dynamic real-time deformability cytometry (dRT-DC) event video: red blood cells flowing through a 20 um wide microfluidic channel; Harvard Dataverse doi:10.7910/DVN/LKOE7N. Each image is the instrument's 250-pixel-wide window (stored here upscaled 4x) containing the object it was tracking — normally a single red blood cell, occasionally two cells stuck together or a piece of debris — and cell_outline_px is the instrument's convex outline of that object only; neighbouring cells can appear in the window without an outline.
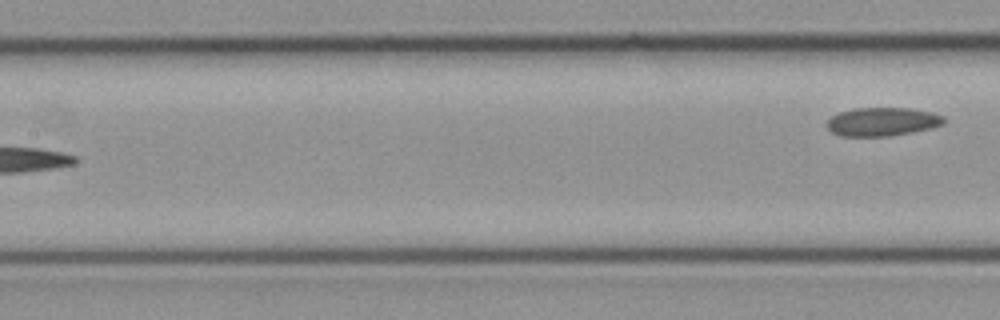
{"species": "common noctule bat (a hibernating species)", "species_latin": "Nyctalus noctula", "temperature_condition": "cold", "stored_images_in_passage": 11, "segment_of_instrument_passage": [2, 2], "camera_frame_rate_fps": 3000, "um_per_image_px": 0.085, "animal": {"sex": "female", "body_mass_g": 21.9}, "frame": {"image": 1, "passage_image": 11, "time_ms": 3.333, "image_size_px": [1000, 320], "cell_outline_px": [[944, 124], [932, 128], [912, 132], [888, 136], [840, 136], [832, 132], [824, 124], [832, 116], [840, 112], [852, 108], [908, 108], [932, 112], [944, 116]], "centroid_in_image_um": [74.99, 10.34], "position_along_channel_um": 132.4, "area_um2": 19.54}}